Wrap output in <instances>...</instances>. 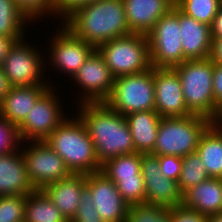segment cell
I'll use <instances>...</instances> for the list:
<instances>
[{
    "instance_id": "obj_24",
    "label": "cell",
    "mask_w": 222,
    "mask_h": 222,
    "mask_svg": "<svg viewBox=\"0 0 222 222\" xmlns=\"http://www.w3.org/2000/svg\"><path fill=\"white\" fill-rule=\"evenodd\" d=\"M196 152L209 177L222 178V139L211 126L202 134Z\"/></svg>"
},
{
    "instance_id": "obj_28",
    "label": "cell",
    "mask_w": 222,
    "mask_h": 222,
    "mask_svg": "<svg viewBox=\"0 0 222 222\" xmlns=\"http://www.w3.org/2000/svg\"><path fill=\"white\" fill-rule=\"evenodd\" d=\"M209 178L208 172L197 152L182 157V170L178 181L182 194Z\"/></svg>"
},
{
    "instance_id": "obj_14",
    "label": "cell",
    "mask_w": 222,
    "mask_h": 222,
    "mask_svg": "<svg viewBox=\"0 0 222 222\" xmlns=\"http://www.w3.org/2000/svg\"><path fill=\"white\" fill-rule=\"evenodd\" d=\"M86 190L104 222H126L129 205L122 199L116 184L104 173L87 174Z\"/></svg>"
},
{
    "instance_id": "obj_23",
    "label": "cell",
    "mask_w": 222,
    "mask_h": 222,
    "mask_svg": "<svg viewBox=\"0 0 222 222\" xmlns=\"http://www.w3.org/2000/svg\"><path fill=\"white\" fill-rule=\"evenodd\" d=\"M132 135L135 152L149 154L156 145L161 116L155 110L133 112L125 116Z\"/></svg>"
},
{
    "instance_id": "obj_3",
    "label": "cell",
    "mask_w": 222,
    "mask_h": 222,
    "mask_svg": "<svg viewBox=\"0 0 222 222\" xmlns=\"http://www.w3.org/2000/svg\"><path fill=\"white\" fill-rule=\"evenodd\" d=\"M44 140L64 161L71 174L101 171L94 144L80 118L71 112Z\"/></svg>"
},
{
    "instance_id": "obj_39",
    "label": "cell",
    "mask_w": 222,
    "mask_h": 222,
    "mask_svg": "<svg viewBox=\"0 0 222 222\" xmlns=\"http://www.w3.org/2000/svg\"><path fill=\"white\" fill-rule=\"evenodd\" d=\"M212 82L215 103L222 110V65L214 64Z\"/></svg>"
},
{
    "instance_id": "obj_31",
    "label": "cell",
    "mask_w": 222,
    "mask_h": 222,
    "mask_svg": "<svg viewBox=\"0 0 222 222\" xmlns=\"http://www.w3.org/2000/svg\"><path fill=\"white\" fill-rule=\"evenodd\" d=\"M27 196H0V222H24Z\"/></svg>"
},
{
    "instance_id": "obj_5",
    "label": "cell",
    "mask_w": 222,
    "mask_h": 222,
    "mask_svg": "<svg viewBox=\"0 0 222 222\" xmlns=\"http://www.w3.org/2000/svg\"><path fill=\"white\" fill-rule=\"evenodd\" d=\"M210 119L191 114L185 117H161L156 145L151 154L184 157L196 152Z\"/></svg>"
},
{
    "instance_id": "obj_26",
    "label": "cell",
    "mask_w": 222,
    "mask_h": 222,
    "mask_svg": "<svg viewBox=\"0 0 222 222\" xmlns=\"http://www.w3.org/2000/svg\"><path fill=\"white\" fill-rule=\"evenodd\" d=\"M141 153L120 155L102 164L101 172L116 183L120 179L143 178L141 174Z\"/></svg>"
},
{
    "instance_id": "obj_29",
    "label": "cell",
    "mask_w": 222,
    "mask_h": 222,
    "mask_svg": "<svg viewBox=\"0 0 222 222\" xmlns=\"http://www.w3.org/2000/svg\"><path fill=\"white\" fill-rule=\"evenodd\" d=\"M175 5L183 13L210 26L222 7V0H175Z\"/></svg>"
},
{
    "instance_id": "obj_25",
    "label": "cell",
    "mask_w": 222,
    "mask_h": 222,
    "mask_svg": "<svg viewBox=\"0 0 222 222\" xmlns=\"http://www.w3.org/2000/svg\"><path fill=\"white\" fill-rule=\"evenodd\" d=\"M24 222H68L60 210L41 190L26 197Z\"/></svg>"
},
{
    "instance_id": "obj_6",
    "label": "cell",
    "mask_w": 222,
    "mask_h": 222,
    "mask_svg": "<svg viewBox=\"0 0 222 222\" xmlns=\"http://www.w3.org/2000/svg\"><path fill=\"white\" fill-rule=\"evenodd\" d=\"M116 78L149 70V42L147 35L130 33L111 39L96 48Z\"/></svg>"
},
{
    "instance_id": "obj_1",
    "label": "cell",
    "mask_w": 222,
    "mask_h": 222,
    "mask_svg": "<svg viewBox=\"0 0 222 222\" xmlns=\"http://www.w3.org/2000/svg\"><path fill=\"white\" fill-rule=\"evenodd\" d=\"M85 125L102 165L108 159L135 153V146L126 118L105 102L81 103L73 107Z\"/></svg>"
},
{
    "instance_id": "obj_4",
    "label": "cell",
    "mask_w": 222,
    "mask_h": 222,
    "mask_svg": "<svg viewBox=\"0 0 222 222\" xmlns=\"http://www.w3.org/2000/svg\"><path fill=\"white\" fill-rule=\"evenodd\" d=\"M173 69L179 76L186 107L191 114L211 120L222 112L214 100V63L210 58L186 60Z\"/></svg>"
},
{
    "instance_id": "obj_37",
    "label": "cell",
    "mask_w": 222,
    "mask_h": 222,
    "mask_svg": "<svg viewBox=\"0 0 222 222\" xmlns=\"http://www.w3.org/2000/svg\"><path fill=\"white\" fill-rule=\"evenodd\" d=\"M171 222H207L208 216L194 209L187 208L183 204L170 208Z\"/></svg>"
},
{
    "instance_id": "obj_2",
    "label": "cell",
    "mask_w": 222,
    "mask_h": 222,
    "mask_svg": "<svg viewBox=\"0 0 222 222\" xmlns=\"http://www.w3.org/2000/svg\"><path fill=\"white\" fill-rule=\"evenodd\" d=\"M76 37L97 48L129 35L123 0H96L75 10L63 22Z\"/></svg>"
},
{
    "instance_id": "obj_11",
    "label": "cell",
    "mask_w": 222,
    "mask_h": 222,
    "mask_svg": "<svg viewBox=\"0 0 222 222\" xmlns=\"http://www.w3.org/2000/svg\"><path fill=\"white\" fill-rule=\"evenodd\" d=\"M54 30L56 32L49 37L50 47L45 49L46 66H51L59 75L72 78L96 48L76 37L62 23Z\"/></svg>"
},
{
    "instance_id": "obj_34",
    "label": "cell",
    "mask_w": 222,
    "mask_h": 222,
    "mask_svg": "<svg viewBox=\"0 0 222 222\" xmlns=\"http://www.w3.org/2000/svg\"><path fill=\"white\" fill-rule=\"evenodd\" d=\"M20 143L17 127L0 116V155L15 151Z\"/></svg>"
},
{
    "instance_id": "obj_19",
    "label": "cell",
    "mask_w": 222,
    "mask_h": 222,
    "mask_svg": "<svg viewBox=\"0 0 222 222\" xmlns=\"http://www.w3.org/2000/svg\"><path fill=\"white\" fill-rule=\"evenodd\" d=\"M86 189L85 174H71L69 177L47 184L41 190L71 222Z\"/></svg>"
},
{
    "instance_id": "obj_40",
    "label": "cell",
    "mask_w": 222,
    "mask_h": 222,
    "mask_svg": "<svg viewBox=\"0 0 222 222\" xmlns=\"http://www.w3.org/2000/svg\"><path fill=\"white\" fill-rule=\"evenodd\" d=\"M25 37L27 36H0V67L3 66L9 50L17 41H20Z\"/></svg>"
},
{
    "instance_id": "obj_21",
    "label": "cell",
    "mask_w": 222,
    "mask_h": 222,
    "mask_svg": "<svg viewBox=\"0 0 222 222\" xmlns=\"http://www.w3.org/2000/svg\"><path fill=\"white\" fill-rule=\"evenodd\" d=\"M51 85L11 86L0 104V116L18 127Z\"/></svg>"
},
{
    "instance_id": "obj_45",
    "label": "cell",
    "mask_w": 222,
    "mask_h": 222,
    "mask_svg": "<svg viewBox=\"0 0 222 222\" xmlns=\"http://www.w3.org/2000/svg\"><path fill=\"white\" fill-rule=\"evenodd\" d=\"M207 222H222V211L218 214L208 216Z\"/></svg>"
},
{
    "instance_id": "obj_20",
    "label": "cell",
    "mask_w": 222,
    "mask_h": 222,
    "mask_svg": "<svg viewBox=\"0 0 222 222\" xmlns=\"http://www.w3.org/2000/svg\"><path fill=\"white\" fill-rule=\"evenodd\" d=\"M178 20L184 57L187 60L209 58L212 49L210 26L188 16L179 8Z\"/></svg>"
},
{
    "instance_id": "obj_16",
    "label": "cell",
    "mask_w": 222,
    "mask_h": 222,
    "mask_svg": "<svg viewBox=\"0 0 222 222\" xmlns=\"http://www.w3.org/2000/svg\"><path fill=\"white\" fill-rule=\"evenodd\" d=\"M155 111L161 117L191 115L186 107L182 86L173 68H153Z\"/></svg>"
},
{
    "instance_id": "obj_42",
    "label": "cell",
    "mask_w": 222,
    "mask_h": 222,
    "mask_svg": "<svg viewBox=\"0 0 222 222\" xmlns=\"http://www.w3.org/2000/svg\"><path fill=\"white\" fill-rule=\"evenodd\" d=\"M210 31L212 38H222V7L210 25Z\"/></svg>"
},
{
    "instance_id": "obj_17",
    "label": "cell",
    "mask_w": 222,
    "mask_h": 222,
    "mask_svg": "<svg viewBox=\"0 0 222 222\" xmlns=\"http://www.w3.org/2000/svg\"><path fill=\"white\" fill-rule=\"evenodd\" d=\"M37 189L33 186L20 147L0 155V196H27Z\"/></svg>"
},
{
    "instance_id": "obj_27",
    "label": "cell",
    "mask_w": 222,
    "mask_h": 222,
    "mask_svg": "<svg viewBox=\"0 0 222 222\" xmlns=\"http://www.w3.org/2000/svg\"><path fill=\"white\" fill-rule=\"evenodd\" d=\"M29 24L33 25L14 0H0V36H26Z\"/></svg>"
},
{
    "instance_id": "obj_8",
    "label": "cell",
    "mask_w": 222,
    "mask_h": 222,
    "mask_svg": "<svg viewBox=\"0 0 222 222\" xmlns=\"http://www.w3.org/2000/svg\"><path fill=\"white\" fill-rule=\"evenodd\" d=\"M105 103L124 116L155 110L153 67L145 72L116 77L111 96Z\"/></svg>"
},
{
    "instance_id": "obj_44",
    "label": "cell",
    "mask_w": 222,
    "mask_h": 222,
    "mask_svg": "<svg viewBox=\"0 0 222 222\" xmlns=\"http://www.w3.org/2000/svg\"><path fill=\"white\" fill-rule=\"evenodd\" d=\"M210 126L219 134L222 139V112H220L214 119H211Z\"/></svg>"
},
{
    "instance_id": "obj_13",
    "label": "cell",
    "mask_w": 222,
    "mask_h": 222,
    "mask_svg": "<svg viewBox=\"0 0 222 222\" xmlns=\"http://www.w3.org/2000/svg\"><path fill=\"white\" fill-rule=\"evenodd\" d=\"M79 88L77 103L105 102L113 90L115 77L105 64L103 57L95 50L71 78ZM80 96V97H79Z\"/></svg>"
},
{
    "instance_id": "obj_38",
    "label": "cell",
    "mask_w": 222,
    "mask_h": 222,
    "mask_svg": "<svg viewBox=\"0 0 222 222\" xmlns=\"http://www.w3.org/2000/svg\"><path fill=\"white\" fill-rule=\"evenodd\" d=\"M96 0H55L54 3V19L60 18V22H63L68 16H70L78 8L90 4ZM57 16V17H56Z\"/></svg>"
},
{
    "instance_id": "obj_15",
    "label": "cell",
    "mask_w": 222,
    "mask_h": 222,
    "mask_svg": "<svg viewBox=\"0 0 222 222\" xmlns=\"http://www.w3.org/2000/svg\"><path fill=\"white\" fill-rule=\"evenodd\" d=\"M141 174L145 183V200L147 204L171 208L183 202L178 182L168 179L160 173L158 156L142 154Z\"/></svg>"
},
{
    "instance_id": "obj_12",
    "label": "cell",
    "mask_w": 222,
    "mask_h": 222,
    "mask_svg": "<svg viewBox=\"0 0 222 222\" xmlns=\"http://www.w3.org/2000/svg\"><path fill=\"white\" fill-rule=\"evenodd\" d=\"M20 151L29 179L36 189L71 175L63 159L43 140L21 142Z\"/></svg>"
},
{
    "instance_id": "obj_7",
    "label": "cell",
    "mask_w": 222,
    "mask_h": 222,
    "mask_svg": "<svg viewBox=\"0 0 222 222\" xmlns=\"http://www.w3.org/2000/svg\"><path fill=\"white\" fill-rule=\"evenodd\" d=\"M27 37L17 41L9 50L8 55L2 66L3 72L7 77L10 86H32V85H53L47 74L46 55H42L43 51L35 47V43H29ZM34 47H33V46ZM44 58V59H43ZM47 68V69H46ZM47 76L48 80H46ZM50 78V79H49Z\"/></svg>"
},
{
    "instance_id": "obj_22",
    "label": "cell",
    "mask_w": 222,
    "mask_h": 222,
    "mask_svg": "<svg viewBox=\"0 0 222 222\" xmlns=\"http://www.w3.org/2000/svg\"><path fill=\"white\" fill-rule=\"evenodd\" d=\"M182 204L210 216L222 211V178L210 177L183 194Z\"/></svg>"
},
{
    "instance_id": "obj_9",
    "label": "cell",
    "mask_w": 222,
    "mask_h": 222,
    "mask_svg": "<svg viewBox=\"0 0 222 222\" xmlns=\"http://www.w3.org/2000/svg\"><path fill=\"white\" fill-rule=\"evenodd\" d=\"M147 38L153 68H174L187 60L183 54L176 5L157 21Z\"/></svg>"
},
{
    "instance_id": "obj_36",
    "label": "cell",
    "mask_w": 222,
    "mask_h": 222,
    "mask_svg": "<svg viewBox=\"0 0 222 222\" xmlns=\"http://www.w3.org/2000/svg\"><path fill=\"white\" fill-rule=\"evenodd\" d=\"M160 163V173L171 180L179 181L182 170V157L176 155L158 156Z\"/></svg>"
},
{
    "instance_id": "obj_35",
    "label": "cell",
    "mask_w": 222,
    "mask_h": 222,
    "mask_svg": "<svg viewBox=\"0 0 222 222\" xmlns=\"http://www.w3.org/2000/svg\"><path fill=\"white\" fill-rule=\"evenodd\" d=\"M71 222H104L92 204L91 194L85 189Z\"/></svg>"
},
{
    "instance_id": "obj_10",
    "label": "cell",
    "mask_w": 222,
    "mask_h": 222,
    "mask_svg": "<svg viewBox=\"0 0 222 222\" xmlns=\"http://www.w3.org/2000/svg\"><path fill=\"white\" fill-rule=\"evenodd\" d=\"M59 99L56 86H50L38 98L24 121L17 127L21 142L44 141L68 115H71L67 112L65 115L62 109L64 107L63 101Z\"/></svg>"
},
{
    "instance_id": "obj_43",
    "label": "cell",
    "mask_w": 222,
    "mask_h": 222,
    "mask_svg": "<svg viewBox=\"0 0 222 222\" xmlns=\"http://www.w3.org/2000/svg\"><path fill=\"white\" fill-rule=\"evenodd\" d=\"M10 87L7 77L5 76L2 67H0V104Z\"/></svg>"
},
{
    "instance_id": "obj_33",
    "label": "cell",
    "mask_w": 222,
    "mask_h": 222,
    "mask_svg": "<svg viewBox=\"0 0 222 222\" xmlns=\"http://www.w3.org/2000/svg\"><path fill=\"white\" fill-rule=\"evenodd\" d=\"M122 199L130 206L146 203L143 178L120 179L116 183Z\"/></svg>"
},
{
    "instance_id": "obj_41",
    "label": "cell",
    "mask_w": 222,
    "mask_h": 222,
    "mask_svg": "<svg viewBox=\"0 0 222 222\" xmlns=\"http://www.w3.org/2000/svg\"><path fill=\"white\" fill-rule=\"evenodd\" d=\"M211 61L214 64L222 65V38H212Z\"/></svg>"
},
{
    "instance_id": "obj_18",
    "label": "cell",
    "mask_w": 222,
    "mask_h": 222,
    "mask_svg": "<svg viewBox=\"0 0 222 222\" xmlns=\"http://www.w3.org/2000/svg\"><path fill=\"white\" fill-rule=\"evenodd\" d=\"M131 33L147 35L157 21L175 5V0H123Z\"/></svg>"
},
{
    "instance_id": "obj_30",
    "label": "cell",
    "mask_w": 222,
    "mask_h": 222,
    "mask_svg": "<svg viewBox=\"0 0 222 222\" xmlns=\"http://www.w3.org/2000/svg\"><path fill=\"white\" fill-rule=\"evenodd\" d=\"M126 222H171L170 208L152 204L130 205Z\"/></svg>"
},
{
    "instance_id": "obj_32",
    "label": "cell",
    "mask_w": 222,
    "mask_h": 222,
    "mask_svg": "<svg viewBox=\"0 0 222 222\" xmlns=\"http://www.w3.org/2000/svg\"><path fill=\"white\" fill-rule=\"evenodd\" d=\"M22 13L32 22L53 16L55 0H14ZM42 16V17H41ZM44 16V17H43Z\"/></svg>"
}]
</instances>
